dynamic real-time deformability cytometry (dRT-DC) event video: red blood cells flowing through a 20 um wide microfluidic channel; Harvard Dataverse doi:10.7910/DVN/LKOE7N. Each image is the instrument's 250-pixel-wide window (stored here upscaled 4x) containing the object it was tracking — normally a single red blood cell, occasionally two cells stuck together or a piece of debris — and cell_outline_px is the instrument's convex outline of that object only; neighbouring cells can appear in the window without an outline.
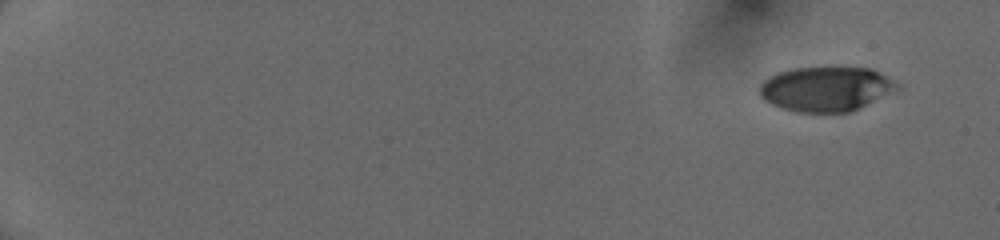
{"species": "human", "species_latin": "Homo sapiens", "temperature_condition": "cold", "stored_images_in_passage": 50, "camera_frame_rate_fps": 3000, "um_per_image_px": 0.085, "donor": {"sex": "female"}, "frame": {"image": 1, "passage_image": 1, "time_ms": 0.0, "image_size_px": [1000, 240], "cell_outline_px": [[900, 88], [852, 112], [796, 112], [780, 108], [764, 100], [760, 96], [760, 84], [764, 80], [780, 72], [792, 68], [828, 64], [836, 64], [872, 68], [880, 72], [900, 84]], "centroid_in_image_um": [70.24, 7.5], "position_along_channel_um": 14.8, "area_um2": 36.99}}
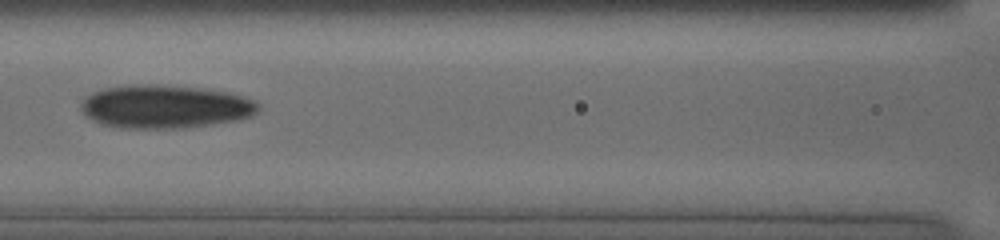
{"frame": {"image": 2, "passage_image": 25, "time_ms": 8.0, "image_size_px": [1000, 240], "cell_outline_px": [[260, 108], [252, 116], [240, 120], [184, 128], [120, 128], [100, 124], [84, 116], [80, 108], [80, 104], [84, 96], [92, 92], [104, 88], [132, 84], [156, 84], [204, 88], [228, 92], [244, 96], [256, 100], [260, 104]], "centroid_in_image_um": [14.02, 9.06], "position_along_channel_um": 152.6, "area_um2": 45.55}}
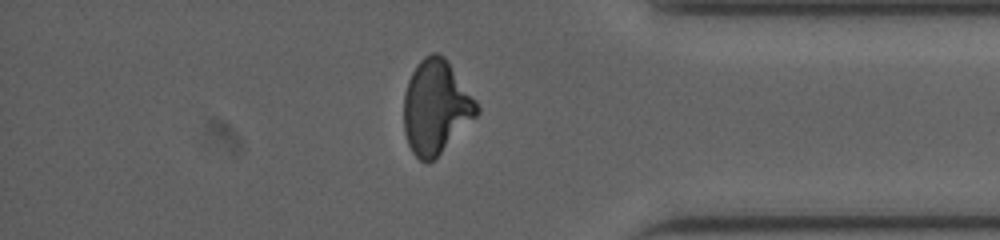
{"frame": {"image": 3, "passage_image": 44, "time_ms": 14.333, "image_size_px": [1000, 240], "cell_outline_px": [[480, 112], [432, 160], [420, 160], [412, 152], [408, 144], [404, 132], [404, 92], [408, 80], [416, 64], [424, 56], [432, 52], [436, 52], [444, 56], [448, 60], [476, 100], [480, 108]], "centroid_in_image_um": [37.04, 9.04], "position_along_channel_um": 398.2, "area_um2": 39.59}, "authors_computed_cell_mechanics": {"area_um2": 40.0265, "velocity_mm_per_s": 4.0691, "shape_relaxation_time_tau1_ms": 4.0951, "shape_relaxation_time_tau2_ms": 2.2659, "deformation_change_tau1": 0.1704, "deformation_change_tau2": 0.0997}}